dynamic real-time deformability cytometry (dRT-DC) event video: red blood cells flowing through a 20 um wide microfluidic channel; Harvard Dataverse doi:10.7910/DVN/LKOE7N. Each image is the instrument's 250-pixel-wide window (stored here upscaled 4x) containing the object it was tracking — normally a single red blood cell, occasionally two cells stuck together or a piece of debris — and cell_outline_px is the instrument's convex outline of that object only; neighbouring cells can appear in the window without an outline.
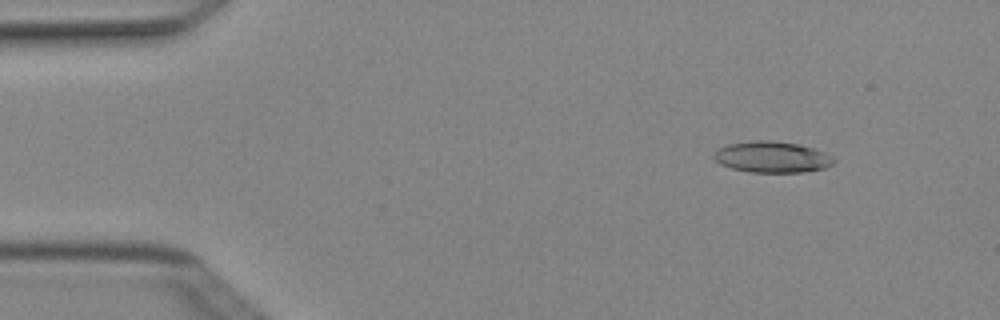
{"species": "Egyptian fruit bat (a non-hibernating species)", "species_latin": "Rousettus aegyptiacus", "temperature_condition": "cold", "stored_images_in_passage": 3, "camera_frame_rate_fps": 3000, "um_per_image_px": 0.085, "animal": {"sex": "female"}, "frame": {"image": 1, "passage_image": 1, "time_ms": 0.0, "image_size_px": [1000, 320], "cell_outline_px": [[836, 160], [832, 164], [824, 168], [804, 172], [748, 172], [732, 168], [720, 164], [712, 156], [720, 148], [728, 144], [752, 140], [772, 140], [796, 144], [812, 148], [824, 152], [832, 156]], "centroid_in_image_um": [65.62, 13.35], "position_along_channel_um": 19.4, "area_um2": 21.68}}
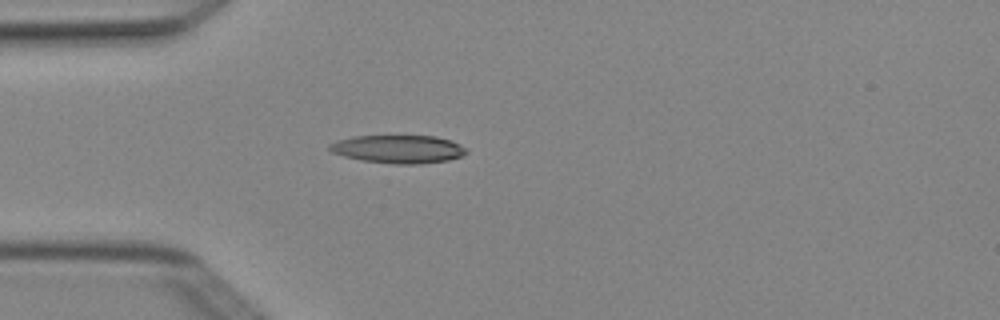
{"frame": {"image": 2, "passage_image": 3, "time_ms": 0.667, "image_size_px": [1000, 320], "cell_outline_px": [[468, 152], [464, 156], [448, 160], [420, 164], [392, 164], [364, 160], [344, 156], [332, 152], [328, 148], [328, 144], [336, 140], [352, 136], [436, 136], [452, 140], [460, 144]], "centroid_in_image_um": [33.87, 12.67], "position_along_channel_um": 51.1, "area_um2": 22.54}}